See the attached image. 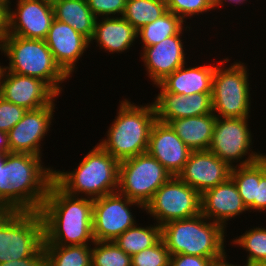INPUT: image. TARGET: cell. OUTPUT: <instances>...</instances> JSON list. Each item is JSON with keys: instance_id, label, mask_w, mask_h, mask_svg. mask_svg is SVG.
Returning <instances> with one entry per match:
<instances>
[{"instance_id": "24", "label": "cell", "mask_w": 266, "mask_h": 266, "mask_svg": "<svg viewBox=\"0 0 266 266\" xmlns=\"http://www.w3.org/2000/svg\"><path fill=\"white\" fill-rule=\"evenodd\" d=\"M216 118L213 113H209L174 119L168 124L191 151H205L209 149Z\"/></svg>"}, {"instance_id": "19", "label": "cell", "mask_w": 266, "mask_h": 266, "mask_svg": "<svg viewBox=\"0 0 266 266\" xmlns=\"http://www.w3.org/2000/svg\"><path fill=\"white\" fill-rule=\"evenodd\" d=\"M201 214L219 223L227 230L229 221L235 220L249 210L243 203L238 188L231 177L225 182L201 194ZM233 219V220H232Z\"/></svg>"}, {"instance_id": "38", "label": "cell", "mask_w": 266, "mask_h": 266, "mask_svg": "<svg viewBox=\"0 0 266 266\" xmlns=\"http://www.w3.org/2000/svg\"><path fill=\"white\" fill-rule=\"evenodd\" d=\"M255 212H266V155L260 159V183L257 184Z\"/></svg>"}, {"instance_id": "40", "label": "cell", "mask_w": 266, "mask_h": 266, "mask_svg": "<svg viewBox=\"0 0 266 266\" xmlns=\"http://www.w3.org/2000/svg\"><path fill=\"white\" fill-rule=\"evenodd\" d=\"M0 266H48L47 256L42 246L33 256L20 260L0 263Z\"/></svg>"}, {"instance_id": "23", "label": "cell", "mask_w": 266, "mask_h": 266, "mask_svg": "<svg viewBox=\"0 0 266 266\" xmlns=\"http://www.w3.org/2000/svg\"><path fill=\"white\" fill-rule=\"evenodd\" d=\"M188 61L154 85L160 92H171L178 95L212 92L213 75L216 65H187Z\"/></svg>"}, {"instance_id": "35", "label": "cell", "mask_w": 266, "mask_h": 266, "mask_svg": "<svg viewBox=\"0 0 266 266\" xmlns=\"http://www.w3.org/2000/svg\"><path fill=\"white\" fill-rule=\"evenodd\" d=\"M96 18L123 16L127 0H87Z\"/></svg>"}, {"instance_id": "12", "label": "cell", "mask_w": 266, "mask_h": 266, "mask_svg": "<svg viewBox=\"0 0 266 266\" xmlns=\"http://www.w3.org/2000/svg\"><path fill=\"white\" fill-rule=\"evenodd\" d=\"M135 207V208H134ZM144 207L121 193L114 192L93 200V239L94 241H114L137 222L132 211ZM132 211V212H131Z\"/></svg>"}, {"instance_id": "15", "label": "cell", "mask_w": 266, "mask_h": 266, "mask_svg": "<svg viewBox=\"0 0 266 266\" xmlns=\"http://www.w3.org/2000/svg\"><path fill=\"white\" fill-rule=\"evenodd\" d=\"M190 30L192 26L187 24L178 34L169 36L153 46L145 47L139 53L146 76L151 80L153 87L190 59L189 54L186 57L187 49L183 39L187 40L184 33H191Z\"/></svg>"}, {"instance_id": "42", "label": "cell", "mask_w": 266, "mask_h": 266, "mask_svg": "<svg viewBox=\"0 0 266 266\" xmlns=\"http://www.w3.org/2000/svg\"><path fill=\"white\" fill-rule=\"evenodd\" d=\"M228 253H224L222 256L218 257V258H215L212 260L210 266H244V263L241 265V264H232L229 261L230 257H228ZM229 258V259H228Z\"/></svg>"}, {"instance_id": "9", "label": "cell", "mask_w": 266, "mask_h": 266, "mask_svg": "<svg viewBox=\"0 0 266 266\" xmlns=\"http://www.w3.org/2000/svg\"><path fill=\"white\" fill-rule=\"evenodd\" d=\"M249 118H216L209 151L214 153L231 168L246 166L266 155L254 151V141ZM250 126V127H249Z\"/></svg>"}, {"instance_id": "29", "label": "cell", "mask_w": 266, "mask_h": 266, "mask_svg": "<svg viewBox=\"0 0 266 266\" xmlns=\"http://www.w3.org/2000/svg\"><path fill=\"white\" fill-rule=\"evenodd\" d=\"M167 11L166 0H127L122 17L138 31Z\"/></svg>"}, {"instance_id": "28", "label": "cell", "mask_w": 266, "mask_h": 266, "mask_svg": "<svg viewBox=\"0 0 266 266\" xmlns=\"http://www.w3.org/2000/svg\"><path fill=\"white\" fill-rule=\"evenodd\" d=\"M48 266H91V245H43Z\"/></svg>"}, {"instance_id": "27", "label": "cell", "mask_w": 266, "mask_h": 266, "mask_svg": "<svg viewBox=\"0 0 266 266\" xmlns=\"http://www.w3.org/2000/svg\"><path fill=\"white\" fill-rule=\"evenodd\" d=\"M187 24L176 14L167 11L155 21L146 24L137 31V39L142 50L160 43L169 36L178 34Z\"/></svg>"}, {"instance_id": "25", "label": "cell", "mask_w": 266, "mask_h": 266, "mask_svg": "<svg viewBox=\"0 0 266 266\" xmlns=\"http://www.w3.org/2000/svg\"><path fill=\"white\" fill-rule=\"evenodd\" d=\"M56 20L70 25L89 41L94 34L96 17L87 0H51Z\"/></svg>"}, {"instance_id": "34", "label": "cell", "mask_w": 266, "mask_h": 266, "mask_svg": "<svg viewBox=\"0 0 266 266\" xmlns=\"http://www.w3.org/2000/svg\"><path fill=\"white\" fill-rule=\"evenodd\" d=\"M170 253L161 238L155 245L131 256V266H169Z\"/></svg>"}, {"instance_id": "30", "label": "cell", "mask_w": 266, "mask_h": 266, "mask_svg": "<svg viewBox=\"0 0 266 266\" xmlns=\"http://www.w3.org/2000/svg\"><path fill=\"white\" fill-rule=\"evenodd\" d=\"M230 177L235 182L249 213H254L257 184L260 183V160L250 165L232 167Z\"/></svg>"}, {"instance_id": "10", "label": "cell", "mask_w": 266, "mask_h": 266, "mask_svg": "<svg viewBox=\"0 0 266 266\" xmlns=\"http://www.w3.org/2000/svg\"><path fill=\"white\" fill-rule=\"evenodd\" d=\"M172 175L148 152L119 164L118 192L145 207Z\"/></svg>"}, {"instance_id": "3", "label": "cell", "mask_w": 266, "mask_h": 266, "mask_svg": "<svg viewBox=\"0 0 266 266\" xmlns=\"http://www.w3.org/2000/svg\"><path fill=\"white\" fill-rule=\"evenodd\" d=\"M92 148L75 169L54 168L53 181L67 194L94 200L118 191L120 162L98 143Z\"/></svg>"}, {"instance_id": "44", "label": "cell", "mask_w": 266, "mask_h": 266, "mask_svg": "<svg viewBox=\"0 0 266 266\" xmlns=\"http://www.w3.org/2000/svg\"><path fill=\"white\" fill-rule=\"evenodd\" d=\"M0 153H10L7 132L0 131Z\"/></svg>"}, {"instance_id": "5", "label": "cell", "mask_w": 266, "mask_h": 266, "mask_svg": "<svg viewBox=\"0 0 266 266\" xmlns=\"http://www.w3.org/2000/svg\"><path fill=\"white\" fill-rule=\"evenodd\" d=\"M1 46L9 61L4 65L6 71L39 78L61 96L64 83L71 79L55 62L45 40L7 34Z\"/></svg>"}, {"instance_id": "22", "label": "cell", "mask_w": 266, "mask_h": 266, "mask_svg": "<svg viewBox=\"0 0 266 266\" xmlns=\"http://www.w3.org/2000/svg\"><path fill=\"white\" fill-rule=\"evenodd\" d=\"M137 30L122 16L97 18L90 40L100 51L109 54L129 52L137 43Z\"/></svg>"}, {"instance_id": "20", "label": "cell", "mask_w": 266, "mask_h": 266, "mask_svg": "<svg viewBox=\"0 0 266 266\" xmlns=\"http://www.w3.org/2000/svg\"><path fill=\"white\" fill-rule=\"evenodd\" d=\"M147 152L172 176H177L188 161L191 150L168 123L156 120L150 131Z\"/></svg>"}, {"instance_id": "8", "label": "cell", "mask_w": 266, "mask_h": 266, "mask_svg": "<svg viewBox=\"0 0 266 266\" xmlns=\"http://www.w3.org/2000/svg\"><path fill=\"white\" fill-rule=\"evenodd\" d=\"M44 244L38 211H12L0 223V263L33 256Z\"/></svg>"}, {"instance_id": "18", "label": "cell", "mask_w": 266, "mask_h": 266, "mask_svg": "<svg viewBox=\"0 0 266 266\" xmlns=\"http://www.w3.org/2000/svg\"><path fill=\"white\" fill-rule=\"evenodd\" d=\"M231 167L209 150L191 151L188 161L177 175L200 195L225 182L230 177Z\"/></svg>"}, {"instance_id": "43", "label": "cell", "mask_w": 266, "mask_h": 266, "mask_svg": "<svg viewBox=\"0 0 266 266\" xmlns=\"http://www.w3.org/2000/svg\"><path fill=\"white\" fill-rule=\"evenodd\" d=\"M247 1L248 0H214V8H215V10L217 9L218 12H220L219 9L224 7V5L226 6V5H230L231 4L232 6H236V5L241 6V5L245 4V3L247 4Z\"/></svg>"}, {"instance_id": "37", "label": "cell", "mask_w": 266, "mask_h": 266, "mask_svg": "<svg viewBox=\"0 0 266 266\" xmlns=\"http://www.w3.org/2000/svg\"><path fill=\"white\" fill-rule=\"evenodd\" d=\"M7 178V154L0 153V204L13 211V187Z\"/></svg>"}, {"instance_id": "17", "label": "cell", "mask_w": 266, "mask_h": 266, "mask_svg": "<svg viewBox=\"0 0 266 266\" xmlns=\"http://www.w3.org/2000/svg\"><path fill=\"white\" fill-rule=\"evenodd\" d=\"M45 42L55 62L70 78L78 69V61H82L80 59L90 48V41L85 36L56 19L51 24Z\"/></svg>"}, {"instance_id": "14", "label": "cell", "mask_w": 266, "mask_h": 266, "mask_svg": "<svg viewBox=\"0 0 266 266\" xmlns=\"http://www.w3.org/2000/svg\"><path fill=\"white\" fill-rule=\"evenodd\" d=\"M15 1L16 3L13 2L14 4H11L7 13V34L29 39L45 40L55 19L52 1Z\"/></svg>"}, {"instance_id": "6", "label": "cell", "mask_w": 266, "mask_h": 266, "mask_svg": "<svg viewBox=\"0 0 266 266\" xmlns=\"http://www.w3.org/2000/svg\"><path fill=\"white\" fill-rule=\"evenodd\" d=\"M43 160V157L27 153H7L13 211H40L54 176V167Z\"/></svg>"}, {"instance_id": "4", "label": "cell", "mask_w": 266, "mask_h": 266, "mask_svg": "<svg viewBox=\"0 0 266 266\" xmlns=\"http://www.w3.org/2000/svg\"><path fill=\"white\" fill-rule=\"evenodd\" d=\"M227 230L201 213L189 219L173 220L161 226V238L171 256L195 255L215 259L227 251ZM226 248V249H225Z\"/></svg>"}, {"instance_id": "11", "label": "cell", "mask_w": 266, "mask_h": 266, "mask_svg": "<svg viewBox=\"0 0 266 266\" xmlns=\"http://www.w3.org/2000/svg\"><path fill=\"white\" fill-rule=\"evenodd\" d=\"M201 195L178 176H171L144 207L146 215L163 226L173 220L189 219L201 213Z\"/></svg>"}, {"instance_id": "47", "label": "cell", "mask_w": 266, "mask_h": 266, "mask_svg": "<svg viewBox=\"0 0 266 266\" xmlns=\"http://www.w3.org/2000/svg\"><path fill=\"white\" fill-rule=\"evenodd\" d=\"M12 0H0V4L5 7L7 10L10 8L12 4Z\"/></svg>"}, {"instance_id": "1", "label": "cell", "mask_w": 266, "mask_h": 266, "mask_svg": "<svg viewBox=\"0 0 266 266\" xmlns=\"http://www.w3.org/2000/svg\"><path fill=\"white\" fill-rule=\"evenodd\" d=\"M43 245H92L93 199L67 194L54 181L40 209Z\"/></svg>"}, {"instance_id": "2", "label": "cell", "mask_w": 266, "mask_h": 266, "mask_svg": "<svg viewBox=\"0 0 266 266\" xmlns=\"http://www.w3.org/2000/svg\"><path fill=\"white\" fill-rule=\"evenodd\" d=\"M137 105L130 98L119 100L113 122L98 144L119 162L145 153L149 135L157 120L153 102Z\"/></svg>"}, {"instance_id": "7", "label": "cell", "mask_w": 266, "mask_h": 266, "mask_svg": "<svg viewBox=\"0 0 266 266\" xmlns=\"http://www.w3.org/2000/svg\"><path fill=\"white\" fill-rule=\"evenodd\" d=\"M227 56L216 64L212 85L213 114L219 118L251 117V83L248 64Z\"/></svg>"}, {"instance_id": "45", "label": "cell", "mask_w": 266, "mask_h": 266, "mask_svg": "<svg viewBox=\"0 0 266 266\" xmlns=\"http://www.w3.org/2000/svg\"><path fill=\"white\" fill-rule=\"evenodd\" d=\"M12 212L6 205L0 204V223Z\"/></svg>"}, {"instance_id": "21", "label": "cell", "mask_w": 266, "mask_h": 266, "mask_svg": "<svg viewBox=\"0 0 266 266\" xmlns=\"http://www.w3.org/2000/svg\"><path fill=\"white\" fill-rule=\"evenodd\" d=\"M153 105L156 119L168 123L174 119L213 113L212 92L178 95L171 92L155 94Z\"/></svg>"}, {"instance_id": "46", "label": "cell", "mask_w": 266, "mask_h": 266, "mask_svg": "<svg viewBox=\"0 0 266 266\" xmlns=\"http://www.w3.org/2000/svg\"><path fill=\"white\" fill-rule=\"evenodd\" d=\"M244 266H266V261H262V262H251V263H245L244 262Z\"/></svg>"}, {"instance_id": "36", "label": "cell", "mask_w": 266, "mask_h": 266, "mask_svg": "<svg viewBox=\"0 0 266 266\" xmlns=\"http://www.w3.org/2000/svg\"><path fill=\"white\" fill-rule=\"evenodd\" d=\"M27 110L4 100L0 96V131L9 132L23 117Z\"/></svg>"}, {"instance_id": "41", "label": "cell", "mask_w": 266, "mask_h": 266, "mask_svg": "<svg viewBox=\"0 0 266 266\" xmlns=\"http://www.w3.org/2000/svg\"><path fill=\"white\" fill-rule=\"evenodd\" d=\"M7 13L8 10L0 4V43L7 35Z\"/></svg>"}, {"instance_id": "26", "label": "cell", "mask_w": 266, "mask_h": 266, "mask_svg": "<svg viewBox=\"0 0 266 266\" xmlns=\"http://www.w3.org/2000/svg\"><path fill=\"white\" fill-rule=\"evenodd\" d=\"M160 239L161 226L159 224L154 222L147 226L137 222L134 226L119 235L114 242L126 254L133 256L144 249L152 247Z\"/></svg>"}, {"instance_id": "39", "label": "cell", "mask_w": 266, "mask_h": 266, "mask_svg": "<svg viewBox=\"0 0 266 266\" xmlns=\"http://www.w3.org/2000/svg\"><path fill=\"white\" fill-rule=\"evenodd\" d=\"M212 260L207 257L178 254L170 256L169 266H210Z\"/></svg>"}, {"instance_id": "31", "label": "cell", "mask_w": 266, "mask_h": 266, "mask_svg": "<svg viewBox=\"0 0 266 266\" xmlns=\"http://www.w3.org/2000/svg\"><path fill=\"white\" fill-rule=\"evenodd\" d=\"M237 236V237H236ZM233 236L228 246L241 247L246 251V263L266 261V226L248 227L241 235Z\"/></svg>"}, {"instance_id": "16", "label": "cell", "mask_w": 266, "mask_h": 266, "mask_svg": "<svg viewBox=\"0 0 266 266\" xmlns=\"http://www.w3.org/2000/svg\"><path fill=\"white\" fill-rule=\"evenodd\" d=\"M0 96L26 110L50 105L59 95L43 80L6 71L0 77Z\"/></svg>"}, {"instance_id": "32", "label": "cell", "mask_w": 266, "mask_h": 266, "mask_svg": "<svg viewBox=\"0 0 266 266\" xmlns=\"http://www.w3.org/2000/svg\"><path fill=\"white\" fill-rule=\"evenodd\" d=\"M91 266H131V256L114 241H94Z\"/></svg>"}, {"instance_id": "48", "label": "cell", "mask_w": 266, "mask_h": 266, "mask_svg": "<svg viewBox=\"0 0 266 266\" xmlns=\"http://www.w3.org/2000/svg\"><path fill=\"white\" fill-rule=\"evenodd\" d=\"M0 52L3 53L1 43H0ZM2 64H3V62L2 63L0 62V77H1V74H2V71H3V68H4V65H2Z\"/></svg>"}, {"instance_id": "13", "label": "cell", "mask_w": 266, "mask_h": 266, "mask_svg": "<svg viewBox=\"0 0 266 266\" xmlns=\"http://www.w3.org/2000/svg\"><path fill=\"white\" fill-rule=\"evenodd\" d=\"M58 97L50 104L27 110L22 119L7 133L10 153H27L44 157L45 136L52 130ZM56 102V103H55ZM49 131V132H48ZM43 154V155H42Z\"/></svg>"}, {"instance_id": "33", "label": "cell", "mask_w": 266, "mask_h": 266, "mask_svg": "<svg viewBox=\"0 0 266 266\" xmlns=\"http://www.w3.org/2000/svg\"><path fill=\"white\" fill-rule=\"evenodd\" d=\"M168 11L176 14L186 24L187 19L192 20L198 18L197 16L205 15L215 12L214 0H166ZM213 10V11H212Z\"/></svg>"}]
</instances>
